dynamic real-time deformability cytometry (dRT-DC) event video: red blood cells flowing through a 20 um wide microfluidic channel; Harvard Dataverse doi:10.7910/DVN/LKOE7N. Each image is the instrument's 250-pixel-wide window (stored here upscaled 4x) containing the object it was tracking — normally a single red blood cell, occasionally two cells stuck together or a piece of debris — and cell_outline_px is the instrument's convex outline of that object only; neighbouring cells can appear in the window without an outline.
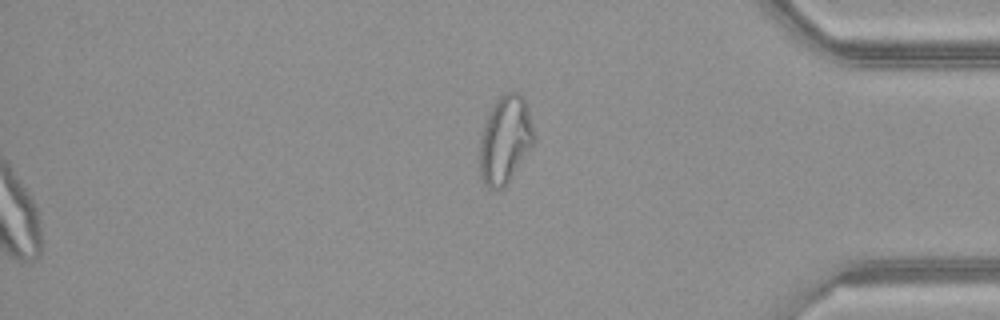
{"species": "common noctule bat (a hibernating species)", "species_latin": "Nyctalus noctula", "temperature_condition": "warm", "stored_images_in_passage": 51, "segment_of_instrument_passage": [2, 2], "camera_frame_rate_fps": 3000, "um_per_image_px": 0.085, "animal": {"sex": "female", "body_mass_g": 21.9}, "frame": {"image": 1, "passage_image": 51, "time_ms": 16.667, "image_size_px": [1000, 320], "cell_outline_px": [[536, 140], [508, 184], [504, 188], [488, 188], [484, 184], [480, 176], [480, 140], [484, 120], [492, 104], [504, 92], [520, 92], [524, 96], [536, 136]], "centroid_in_image_um": [42.95, 11.86], "position_along_channel_um": 392.3, "area_um2": 28.32}}